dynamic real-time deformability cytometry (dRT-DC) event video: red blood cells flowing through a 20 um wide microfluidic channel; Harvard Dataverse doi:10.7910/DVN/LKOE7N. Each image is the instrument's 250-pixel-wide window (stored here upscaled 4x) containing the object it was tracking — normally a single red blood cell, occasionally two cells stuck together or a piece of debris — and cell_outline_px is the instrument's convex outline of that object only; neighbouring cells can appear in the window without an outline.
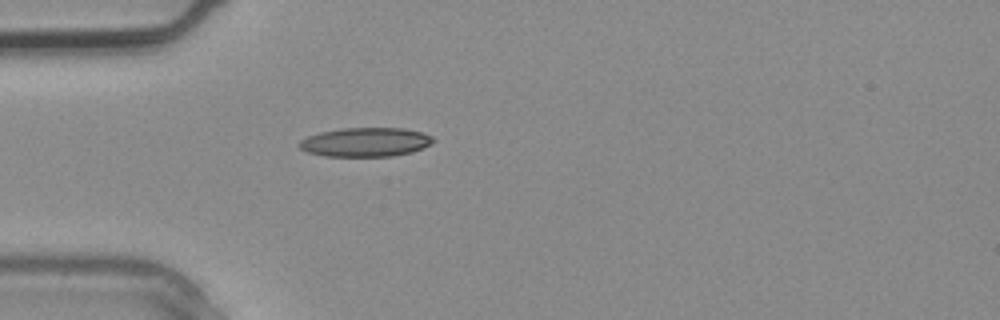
{"species": "common noctule bat (a hibernating species)", "species_latin": "Nyctalus noctula", "temperature_condition": "warm", "stored_images_in_passage": 3, "camera_frame_rate_fps": 3000, "um_per_image_px": 0.085, "animal": {"sex": "male", "body_mass_g": 20.4}, "frame": {"image": 1, "passage_image": 3, "time_ms": 0.667, "image_size_px": [1000, 320], "cell_outline_px": [[436, 140], [432, 144], [412, 152], [392, 156], [324, 156], [308, 152], [300, 148], [296, 144], [300, 140], [308, 136], [320, 132], [340, 128], [404, 128], [424, 132], [432, 136]], "centroid_in_image_um": [31.09, 12.07], "position_along_channel_um": 53.9, "area_um2": 22.89}}